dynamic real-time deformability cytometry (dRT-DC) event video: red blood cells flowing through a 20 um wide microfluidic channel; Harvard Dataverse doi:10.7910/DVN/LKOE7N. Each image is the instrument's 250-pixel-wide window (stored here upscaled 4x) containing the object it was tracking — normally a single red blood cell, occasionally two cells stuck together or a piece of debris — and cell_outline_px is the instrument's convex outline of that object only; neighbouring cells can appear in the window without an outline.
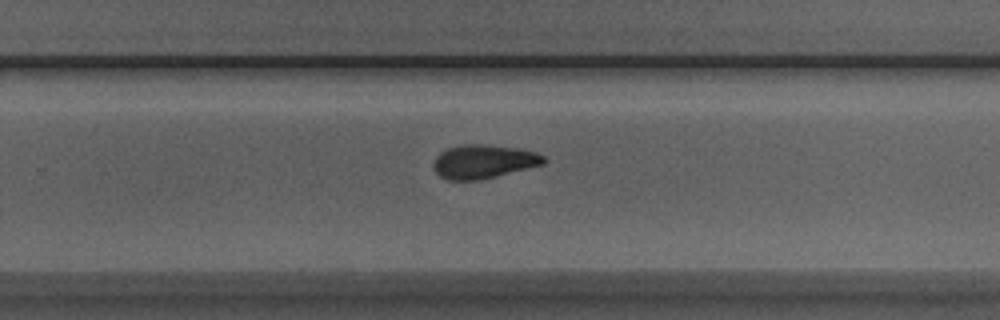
{"species": "Egyptian fruit bat (a non-hibernating species)", "species_latin": "Rousettus aegyptiacus", "temperature_condition": "room temperature", "stored_images_in_passage": 7, "camera_frame_rate_fps": 3000, "um_per_image_px": 0.085, "animal": {"sex": "male"}, "frame": {"image": 1, "passage_image": 7, "time_ms": 2.0, "image_size_px": [1000, 320], "cell_outline_px": [[548, 160], [544, 164], [496, 176], [476, 180], [448, 180], [440, 176], [436, 172], [432, 164], [436, 156], [440, 152], [448, 148], [464, 144], [484, 144], [516, 148], [536, 152], [544, 156]], "centroid_in_image_um": [41.1, 13.73], "position_along_channel_um": 288.7, "area_um2": 21.62}}